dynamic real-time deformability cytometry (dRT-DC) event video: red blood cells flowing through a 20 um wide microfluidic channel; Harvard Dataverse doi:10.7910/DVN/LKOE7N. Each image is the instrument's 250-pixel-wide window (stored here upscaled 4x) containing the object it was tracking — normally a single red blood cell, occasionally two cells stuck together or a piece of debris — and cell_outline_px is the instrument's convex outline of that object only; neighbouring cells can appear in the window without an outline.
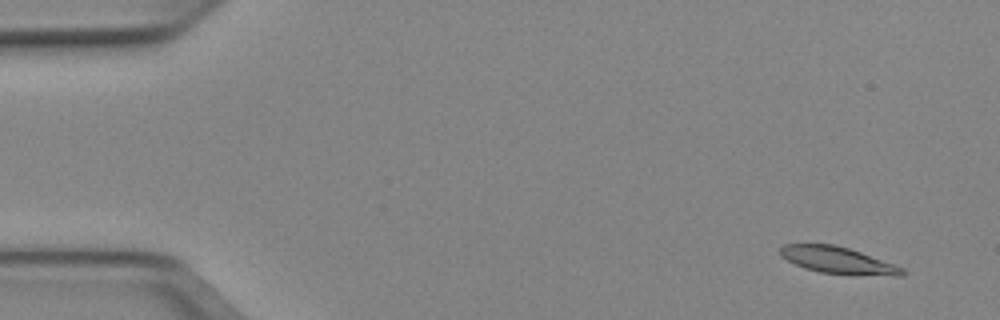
{"species": "Egyptian fruit bat (a non-hibernating species)", "species_latin": "Rousettus aegyptiacus", "temperature_condition": "cold", "stored_images_in_passage": 52, "camera_frame_rate_fps": 3000, "um_per_image_px": 0.085, "animal": {"sex": "female"}, "frame": {"image": 1, "passage_image": 4, "time_ms": 1.0, "image_size_px": [1000, 320], "cell_outline_px": [[904, 276], [852, 276], [820, 272], [804, 268], [780, 256], [780, 248], [784, 244], [832, 244], [848, 248], [860, 252], [904, 268]], "centroid_in_image_um": [71.25, 22.15], "position_along_channel_um": 13.8, "area_um2": 19.19}}
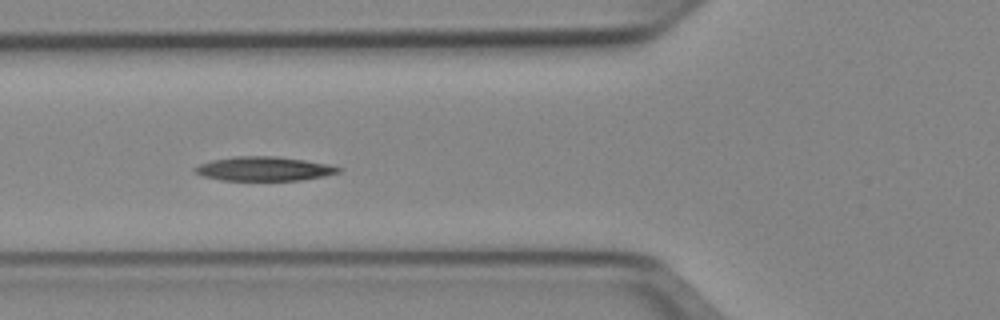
{"frame": {"image": 2, "passage_image": 20, "time_ms": 6.333, "image_size_px": [1000, 320], "cell_outline_px": [[340, 172], [324, 176], [300, 180], [220, 180], [204, 176], [196, 172], [192, 168], [200, 164], [212, 160], [232, 156], [276, 156], [304, 160], [328, 164], [340, 168]], "centroid_in_image_um": [22.42, 14.34], "position_along_channel_um": 103.4, "area_um2": 20.06}}
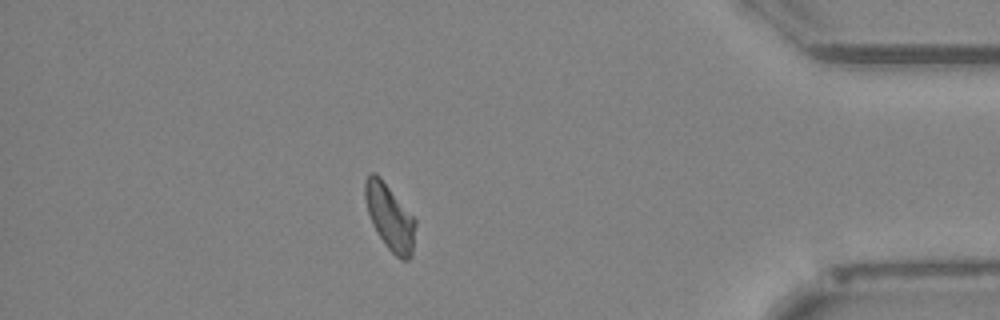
{"frame": {"image": 3, "passage_image": 46, "time_ms": 15.0, "image_size_px": [1000, 320], "cell_outline_px": [[416, 224], [412, 256], [408, 260], [400, 260], [384, 244], [372, 224], [368, 212], [364, 196], [364, 180], [368, 172], [376, 172], [380, 176], [416, 220]], "centroid_in_image_um": [33.12, 18.44], "position_along_channel_um": 402.1, "area_um2": 19.48}}